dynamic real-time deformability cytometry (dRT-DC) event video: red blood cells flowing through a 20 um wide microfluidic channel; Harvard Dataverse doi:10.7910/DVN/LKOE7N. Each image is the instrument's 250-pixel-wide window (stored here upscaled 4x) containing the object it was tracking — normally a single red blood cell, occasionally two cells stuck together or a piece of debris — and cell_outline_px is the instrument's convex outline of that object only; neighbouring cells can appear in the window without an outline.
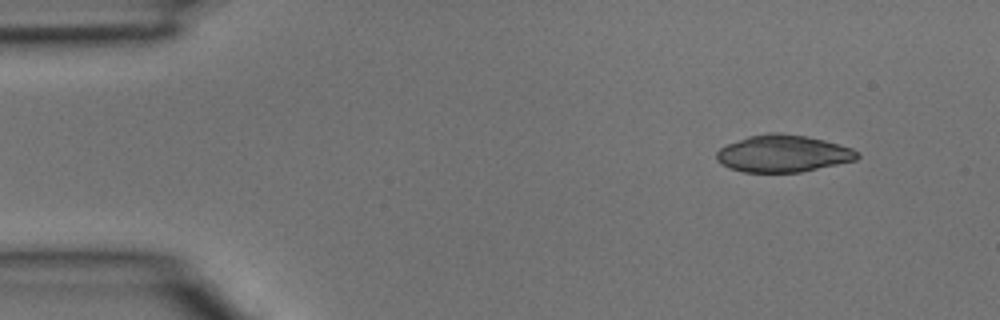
{"species": "common noctule bat (a hibernating species)", "species_latin": "Nyctalus noctula", "temperature_condition": "room temperature", "stored_images_in_passage": 4, "camera_frame_rate_fps": 3000, "um_per_image_px": 0.085, "animal": {"sex": "male", "body_mass_g": 15.6}, "frame": {"image": 1, "passage_image": 4, "time_ms": 1.0, "image_size_px": [1000, 320], "cell_outline_px": [[860, 156], [856, 160], [800, 172], [744, 172], [728, 168], [720, 164], [716, 160], [716, 152], [720, 148], [728, 144], [748, 136], [772, 132], [780, 132], [808, 136], [824, 140], [852, 148]], "centroid_in_image_um": [66.53, 13.05], "position_along_channel_um": 18.5, "area_um2": 30.4}}